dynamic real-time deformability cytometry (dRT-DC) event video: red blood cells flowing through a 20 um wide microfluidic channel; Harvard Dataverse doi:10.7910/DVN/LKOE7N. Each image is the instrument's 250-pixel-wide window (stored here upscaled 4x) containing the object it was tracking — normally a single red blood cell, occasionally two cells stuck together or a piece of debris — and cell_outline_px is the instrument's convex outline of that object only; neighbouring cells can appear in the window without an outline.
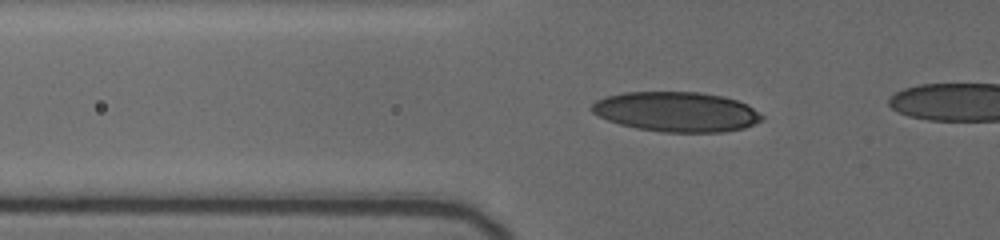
{"species": "human", "species_latin": "Homo sapiens", "temperature_condition": "cold", "stored_images_in_passage": 10, "camera_frame_rate_fps": 3000, "um_per_image_px": 0.085, "donor": {"sex": "female"}, "frame": {"image": 1, "passage_image": 9, "time_ms": 7.0, "image_size_px": [1000, 240], "cell_outline_px": [[764, 120], [744, 128], [724, 132], [664, 132], [636, 128], [620, 124], [608, 120], [592, 112], [588, 108], [596, 100], [604, 96], [624, 92], [700, 92], [724, 96], [748, 104], [764, 116]], "centroid_in_image_um": [57.51, 9.49], "position_along_channel_um": 68.3, "area_um2": 39.82}}